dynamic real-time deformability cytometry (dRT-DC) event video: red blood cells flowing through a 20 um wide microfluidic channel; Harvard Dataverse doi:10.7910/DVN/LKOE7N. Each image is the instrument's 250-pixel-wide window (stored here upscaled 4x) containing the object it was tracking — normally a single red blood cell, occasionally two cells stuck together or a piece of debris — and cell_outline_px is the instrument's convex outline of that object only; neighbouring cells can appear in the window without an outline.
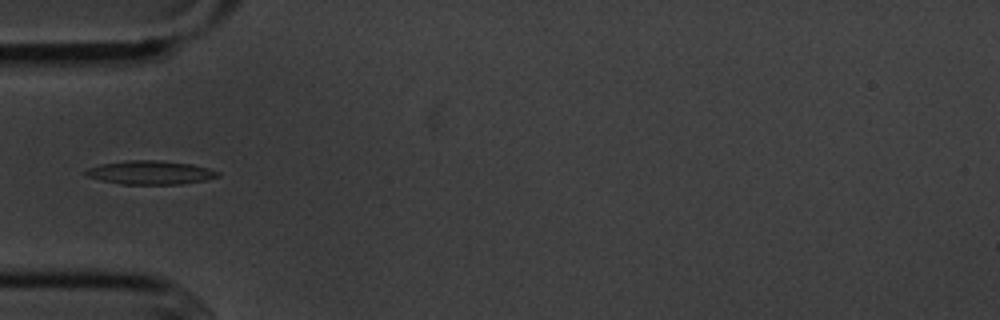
{"species": "common noctule bat (a hibernating species)", "species_latin": "Nyctalus noctula", "temperature_condition": "cold", "stored_images_in_passage": 5, "camera_frame_rate_fps": 3000, "um_per_image_px": 0.085, "animal": {"sex": "male", "body_mass_g": 20.1, "forearm_length_mm": 53.5}, "frame": {"image": 1, "passage_image": 5, "time_ms": 4.667, "image_size_px": [1000, 320], "cell_outline_px": [[220, 176], [204, 180], [180, 184], [120, 184], [100, 180], [88, 176], [84, 172], [88, 168], [100, 164], [124, 160], [160, 160], [192, 164], [208, 168], [220, 172]], "centroid_in_image_um": [12.77, 14.66], "position_along_channel_um": 72.2, "area_um2": 18.26}}